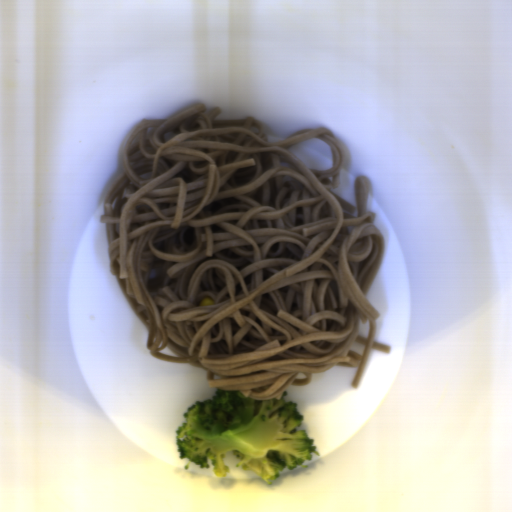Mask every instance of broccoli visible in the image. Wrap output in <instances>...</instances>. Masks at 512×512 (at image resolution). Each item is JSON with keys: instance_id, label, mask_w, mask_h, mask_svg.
<instances>
[{"instance_id": "obj_1", "label": "broccoli", "mask_w": 512, "mask_h": 512, "mask_svg": "<svg viewBox=\"0 0 512 512\" xmlns=\"http://www.w3.org/2000/svg\"><path fill=\"white\" fill-rule=\"evenodd\" d=\"M217 395L192 402L182 413L185 419L175 429V446L180 459H188L199 469L227 477L230 469L222 456L233 452L242 471H252L269 485L280 478L286 467L308 468L305 461L321 455L312 445L307 430L298 428L305 416L297 404L286 400L288 388L280 399L257 401L240 390H217Z\"/></svg>"}]
</instances>
